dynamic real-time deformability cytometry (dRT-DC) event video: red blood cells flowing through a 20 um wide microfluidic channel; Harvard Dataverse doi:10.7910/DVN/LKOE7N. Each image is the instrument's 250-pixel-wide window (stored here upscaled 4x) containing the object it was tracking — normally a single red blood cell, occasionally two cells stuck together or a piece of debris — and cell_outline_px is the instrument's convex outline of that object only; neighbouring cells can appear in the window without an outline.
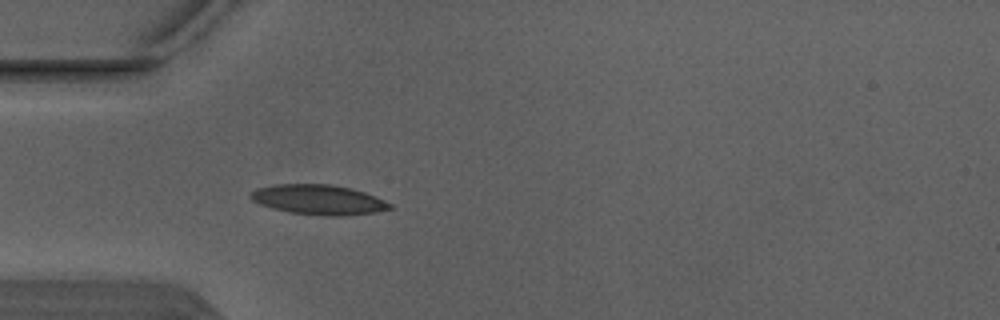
{"species": "Egyptian fruit bat (a non-hibernating species)", "species_latin": "Rousettus aegyptiacus", "temperature_condition": "warm", "stored_images_in_passage": 2, "camera_frame_rate_fps": 3000, "um_per_image_px": 0.085, "animal": {"sex": "male"}, "frame": {"image": 1, "passage_image": 2, "time_ms": 0.333, "image_size_px": [1000, 320], "cell_outline_px": [[392, 208], [376, 212], [344, 216], [324, 216], [288, 212], [272, 208], [260, 204], [252, 200], [248, 196], [248, 192], [256, 188], [276, 184], [332, 184], [352, 188], [364, 192], [392, 204]], "centroid_in_image_um": [27.03, 16.97], "position_along_channel_um": 58.0, "area_um2": 24.45}}